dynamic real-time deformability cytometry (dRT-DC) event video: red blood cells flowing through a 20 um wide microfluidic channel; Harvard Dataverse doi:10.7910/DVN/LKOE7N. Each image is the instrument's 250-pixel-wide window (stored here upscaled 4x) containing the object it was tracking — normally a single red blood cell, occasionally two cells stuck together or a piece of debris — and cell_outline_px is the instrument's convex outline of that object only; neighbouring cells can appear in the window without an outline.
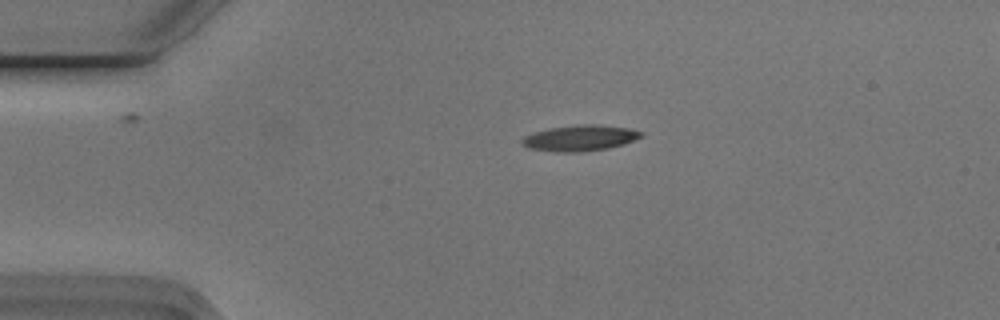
{"species": "Egyptian fruit bat (a non-hibernating species)", "species_latin": "Rousettus aegyptiacus", "temperature_condition": "cold", "stored_images_in_passage": 44, "camera_frame_rate_fps": 3000, "um_per_image_px": 0.085, "animal": {"sex": "male"}, "frame": {"image": 1, "passage_image": 1, "time_ms": 0.0, "image_size_px": [1000, 320], "cell_outline_px": [[644, 132], [640, 136], [624, 144], [608, 148], [580, 152], [556, 152], [528, 148], [520, 140], [524, 136], [536, 132], [552, 128], [588, 124], [628, 128]], "centroid_in_image_um": [49.28, 11.75], "position_along_channel_um": 35.7, "area_um2": 17.46}}
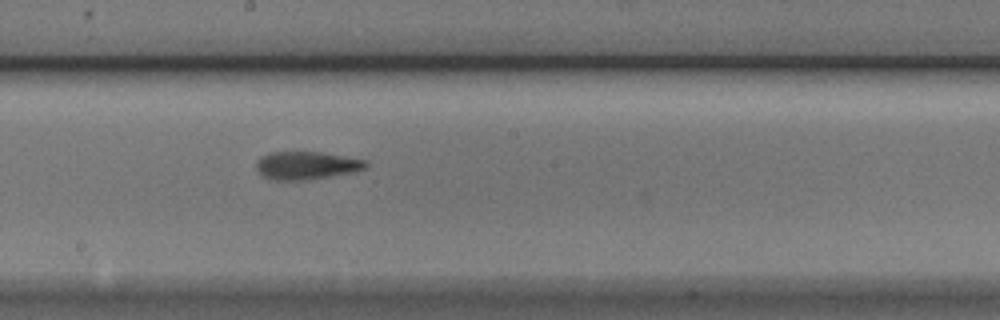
{"frame": {"image": 2, "passage_image": 19, "time_ms": 6.0, "image_size_px": [1000, 320], "cell_outline_px": [[368, 164], [364, 168], [356, 172], [304, 180], [272, 180], [264, 176], [256, 168], [256, 160], [260, 156], [272, 152], [320, 152], [368, 160]], "centroid_in_image_um": [26.05, 14.06], "position_along_channel_um": 222.1, "area_um2": 17.86}}
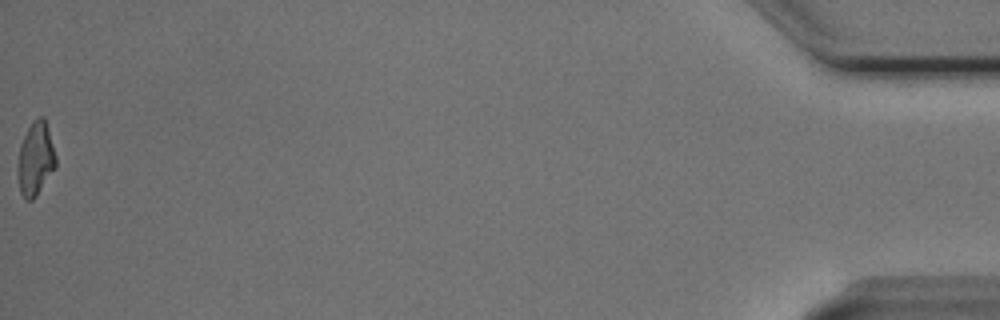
{"frame": {"image": 3, "passage_image": 44, "time_ms": 14.333, "image_size_px": [1000, 320], "cell_outline_px": [[56, 168], [36, 196], [32, 200], [24, 200], [20, 192], [16, 168], [20, 144], [32, 120], [40, 116], [44, 116], [48, 128], [56, 156]], "centroid_in_image_um": [3.01, 13.52], "position_along_channel_um": 432.2, "area_um2": 16.59}, "authors_computed_cell_mechanics": {"area_um2": 17.2822, "velocity_mm_per_s": 3.7583, "shape_relaxation_time_tau1_ms": 3.2742, "shape_relaxation_time_tau2_ms": 2.2494, "deformation_change_tau1": 0.187, "deformation_change_tau2": 0.1238}}